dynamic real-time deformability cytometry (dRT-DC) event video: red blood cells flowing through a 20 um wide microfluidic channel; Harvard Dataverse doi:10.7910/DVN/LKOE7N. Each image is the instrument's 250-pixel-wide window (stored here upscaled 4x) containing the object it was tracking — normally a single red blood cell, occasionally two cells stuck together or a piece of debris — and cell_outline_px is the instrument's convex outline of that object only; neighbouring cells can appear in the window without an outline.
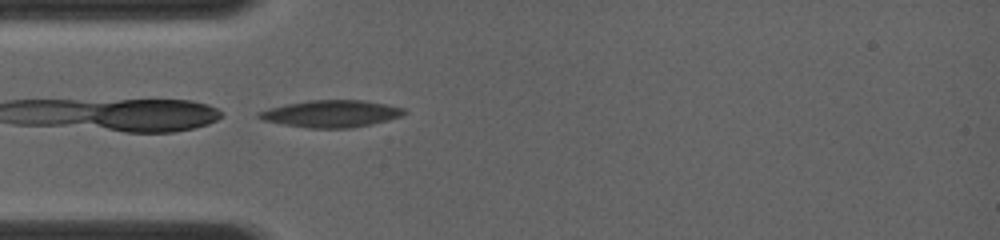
{"species": "common noctule bat (a hibernating species)", "species_latin": "Nyctalus noctula", "temperature_condition": "room temperature", "stored_images_in_passage": 27, "camera_frame_rate_fps": 4000, "um_per_image_px": 0.085, "animal": {"sex": "female", "body_mass_g": 19.0, "forearm_length_mm": 56.7}, "frame": {"image": 1, "passage_image": 1, "time_ms": 0.0, "image_size_px": [1000, 240], "cell_outline_px": [[408, 112], [400, 116], [388, 120], [348, 128], [308, 128], [284, 124], [264, 120], [256, 116], [256, 112], [268, 108], [308, 100], [364, 100], [388, 104], [404, 108]], "centroid_in_image_um": [28.15, 9.65], "position_along_channel_um": 56.8, "area_um2": 22.77}}
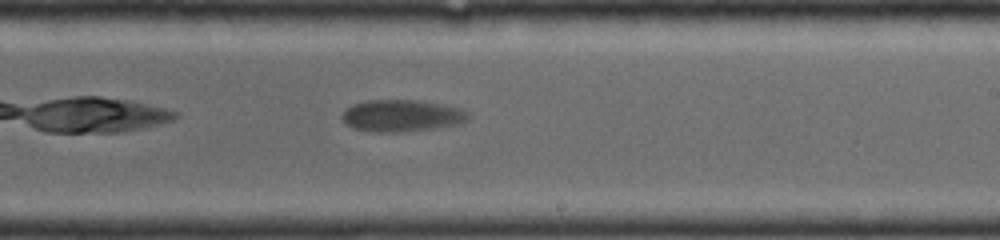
{"frame": {"image": 2, "passage_image": 14, "time_ms": 4.75, "image_size_px": [1000, 240], "cell_outline_px": [[468, 120], [460, 124], [404, 132], [372, 132], [352, 128], [344, 124], [340, 116], [344, 108], [352, 104], [368, 100], [416, 100], [444, 104], [460, 108], [468, 112]], "centroid_in_image_um": [34.09, 9.83], "position_along_channel_um": 254.9, "area_um2": 23.81}}
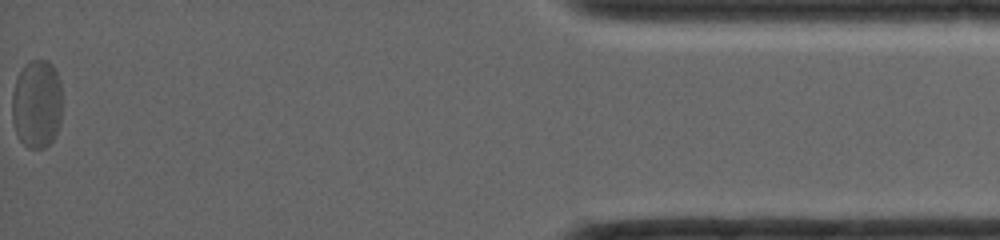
{"frame": {"image": 3, "passage_image": 27, "time_ms": 10.75, "image_size_px": [1000, 240], "cell_outline_px": [[60, 120], [56, 132], [52, 140], [44, 148], [28, 148], [20, 140], [16, 132], [12, 116], [12, 92], [16, 80], [24, 64], [32, 60], [48, 60], [52, 64], [60, 80]], "centroid_in_image_um": [3.11, 8.82], "position_along_channel_um": 432.1, "area_um2": 25.72}}